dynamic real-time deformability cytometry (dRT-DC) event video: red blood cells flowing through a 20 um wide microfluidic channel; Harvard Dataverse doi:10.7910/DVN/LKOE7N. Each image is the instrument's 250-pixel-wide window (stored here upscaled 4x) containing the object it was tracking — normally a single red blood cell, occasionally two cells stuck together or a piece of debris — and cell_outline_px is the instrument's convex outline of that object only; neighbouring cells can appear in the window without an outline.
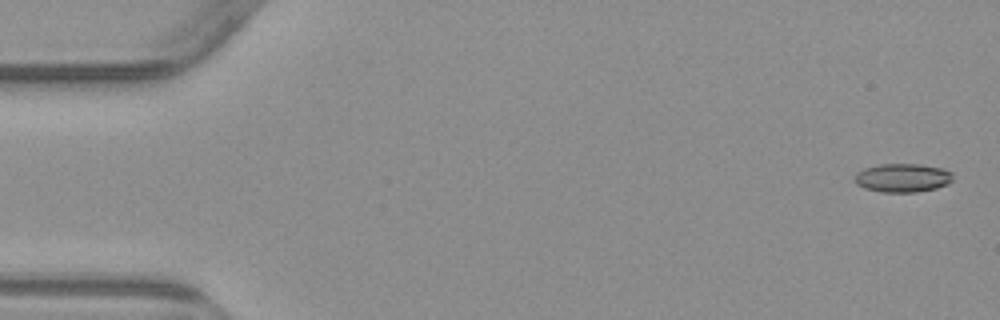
{"species": "common noctule bat (a hibernating species)", "species_latin": "Nyctalus noctula", "temperature_condition": "warm", "stored_images_in_passage": 4, "camera_frame_rate_fps": 3000, "um_per_image_px": 0.085, "animal": {"sex": "male", "body_mass_g": 23.1, "forearm_length_mm": 52.7}, "frame": {"image": 1, "passage_image": 1, "time_ms": 0.0, "image_size_px": [1000, 320], "cell_outline_px": [[952, 180], [948, 184], [936, 188], [916, 192], [880, 192], [864, 188], [856, 184], [852, 180], [856, 172], [864, 168], [880, 164], [920, 164], [944, 168], [952, 172]], "centroid_in_image_um": [76.69, 15.11], "position_along_channel_um": 8.3, "area_um2": 16.65}}
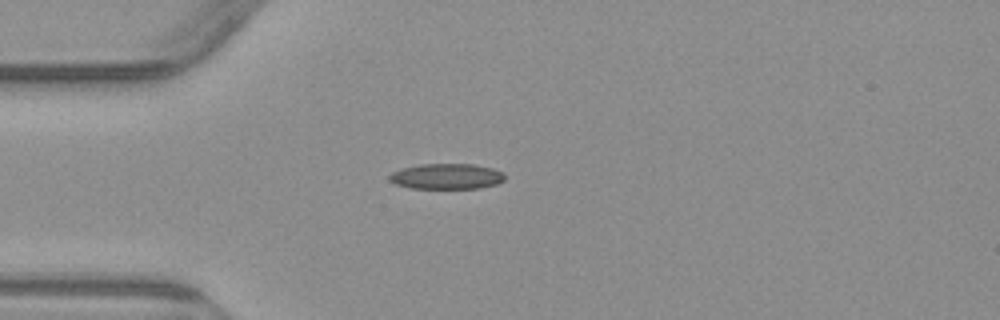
{"frame": {"image": 2, "passage_image": 4, "time_ms": 4.333, "image_size_px": [1000, 320], "cell_outline_px": [[504, 180], [496, 184], [480, 188], [412, 188], [396, 184], [388, 180], [388, 176], [392, 172], [400, 168], [420, 164], [472, 164], [492, 168], [504, 172]], "centroid_in_image_um": [37.94, 14.98], "position_along_channel_um": 47.1, "area_um2": 17.22}}